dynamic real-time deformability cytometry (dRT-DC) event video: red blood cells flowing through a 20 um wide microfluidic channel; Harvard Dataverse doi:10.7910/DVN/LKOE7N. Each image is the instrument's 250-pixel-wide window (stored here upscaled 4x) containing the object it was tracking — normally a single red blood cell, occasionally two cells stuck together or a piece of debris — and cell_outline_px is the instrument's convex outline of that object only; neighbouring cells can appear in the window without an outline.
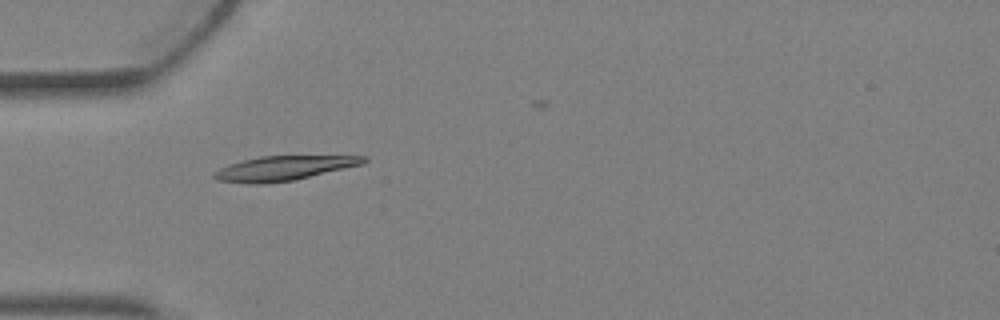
{"species": "Egyptian fruit bat (a non-hibernating species)", "species_latin": "Rousettus aegyptiacus", "temperature_condition": "warm", "stored_images_in_passage": 2, "camera_frame_rate_fps": 3000, "um_per_image_px": 0.085, "animal": {"sex": "female"}, "frame": {"image": 1, "passage_image": 2, "time_ms": 0.333, "image_size_px": [1000, 320], "cell_outline_px": [[368, 160], [364, 164], [292, 180], [264, 184], [248, 184], [220, 180], [212, 176], [212, 172], [228, 164], [260, 156], [368, 156]], "centroid_in_image_um": [24.1, 14.29], "position_along_channel_um": 60.9, "area_um2": 21.21}}